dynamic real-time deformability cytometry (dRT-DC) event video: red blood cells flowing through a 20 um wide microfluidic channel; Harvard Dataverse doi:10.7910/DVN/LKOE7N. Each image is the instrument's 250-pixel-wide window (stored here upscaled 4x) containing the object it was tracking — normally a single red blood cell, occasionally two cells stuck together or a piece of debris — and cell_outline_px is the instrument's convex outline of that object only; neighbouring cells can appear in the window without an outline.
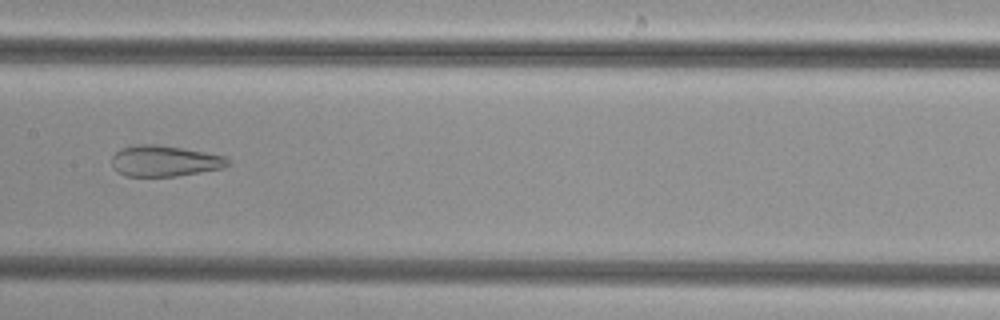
{"species": "common noctule bat (a hibernating species)", "species_latin": "Nyctalus noctula", "temperature_condition": "cold", "stored_images_in_passage": 40, "camera_frame_rate_fps": 3000, "um_per_image_px": 0.085, "animal": {"sex": "female", "body_mass_g": 29.2, "forearm_length_mm": 56.3}, "frame": {"image": 1, "passage_image": 15, "time_ms": 4.667, "image_size_px": [1000, 320], "cell_outline_px": [[228, 164], [224, 168], [176, 176], [124, 176], [116, 172], [112, 168], [112, 156], [120, 148], [136, 144], [156, 144], [204, 152], [224, 156], [228, 160]], "centroid_in_image_um": [13.92, 13.69], "position_along_channel_um": 193.5, "area_um2": 20.92}}
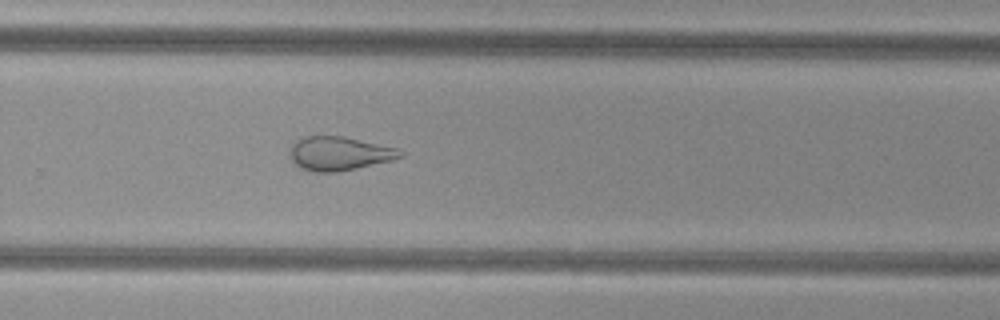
{"frame": {"image": 2, "passage_image": 23, "time_ms": 7.333, "image_size_px": [1000, 320], "cell_outline_px": [[404, 156], [392, 160], [356, 168], [336, 172], [312, 172], [300, 168], [292, 160], [292, 144], [296, 140], [304, 136], [344, 136], [400, 148], [404, 152]], "centroid_in_image_um": [28.89, 13.04], "position_along_channel_um": 300.9, "area_um2": 21.79}}
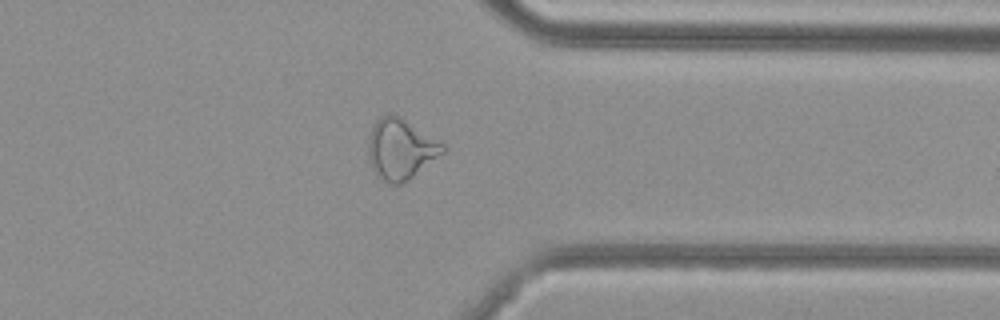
{"frame": {"image": 3, "passage_image": 29, "time_ms": 9.333, "image_size_px": [1000, 320], "cell_outline_px": [[448, 148], [444, 152], [408, 180], [400, 184], [388, 184], [376, 176], [372, 168], [368, 156], [368, 136], [376, 120], [380, 116], [388, 112], [392, 112], [444, 144]], "centroid_in_image_um": [34.02, 12.67], "position_along_channel_um": 377.4, "area_um2": 26.3}}